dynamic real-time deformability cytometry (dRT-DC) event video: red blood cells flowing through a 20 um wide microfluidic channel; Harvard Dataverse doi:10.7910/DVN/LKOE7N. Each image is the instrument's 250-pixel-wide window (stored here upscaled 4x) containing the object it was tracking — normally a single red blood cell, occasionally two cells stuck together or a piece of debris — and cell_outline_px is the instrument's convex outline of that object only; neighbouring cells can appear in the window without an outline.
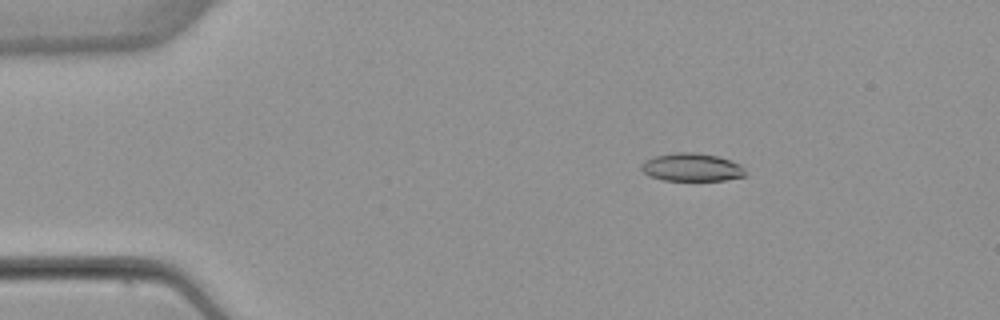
{"species": "common noctule bat (a hibernating species)", "species_latin": "Nyctalus noctula", "temperature_condition": "warm", "stored_images_in_passage": 53, "camera_frame_rate_fps": 3000, "um_per_image_px": 0.085, "animal": {"sex": "female", "body_mass_g": 22.7, "forearm_length_mm": 54.2}, "frame": {"image": 1, "passage_image": 9, "time_ms": 2.667, "image_size_px": [1000, 320], "cell_outline_px": [[748, 176], [724, 180], [664, 180], [652, 176], [644, 172], [640, 168], [640, 164], [656, 156], [676, 152], [696, 152], [720, 156], [740, 164], [744, 168]], "centroid_in_image_um": [58.87, 14.21], "position_along_channel_um": 26.1, "area_um2": 16.99}}
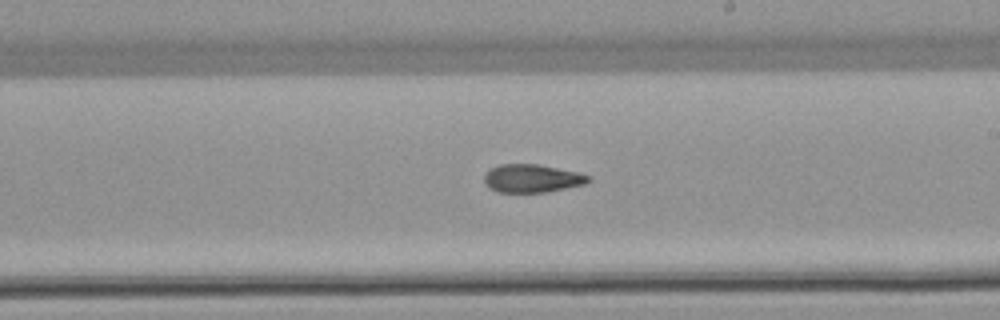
{"frame": {"image": 2, "passage_image": 31, "time_ms": 10.0, "image_size_px": [1000, 320], "cell_outline_px": [[592, 180], [584, 184], [544, 192], [496, 192], [484, 184], [484, 172], [500, 164], [536, 164], [580, 172], [592, 176]], "centroid_in_image_um": [45.22, 15.16], "position_along_channel_um": 243.8, "area_um2": 17.17}}
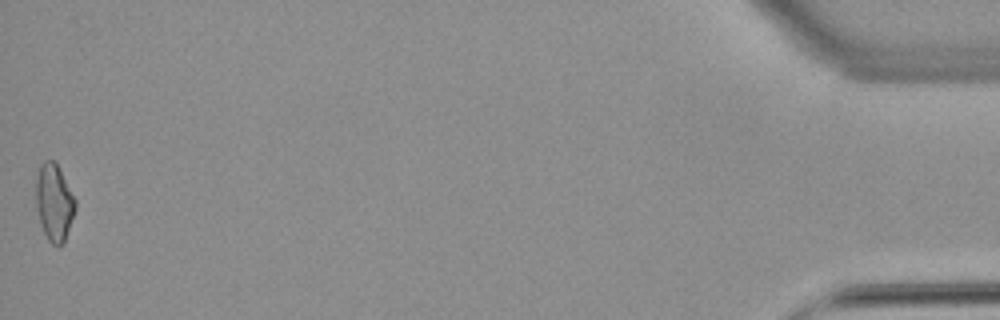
{"frame": {"image": 3, "passage_image": 53, "time_ms": 17.333, "image_size_px": [1000, 320], "cell_outline_px": [[76, 208], [64, 244], [60, 248], [56, 248], [48, 240], [40, 224], [36, 208], [36, 176], [40, 164], [44, 160], [56, 160], [76, 200]], "centroid_in_image_um": [4.61, 17.22], "position_along_channel_um": 430.6, "area_um2": 18.15}, "authors_computed_cell_mechanics": {"area_um2": 17.629, "velocity_mm_per_s": 3.9, "shape_relaxation_time_tau1_ms": null, "shape_relaxation_time_tau2_ms": 3.8654, "deformation_change_tau1": null, "deformation_change_tau2": 0.1148}}